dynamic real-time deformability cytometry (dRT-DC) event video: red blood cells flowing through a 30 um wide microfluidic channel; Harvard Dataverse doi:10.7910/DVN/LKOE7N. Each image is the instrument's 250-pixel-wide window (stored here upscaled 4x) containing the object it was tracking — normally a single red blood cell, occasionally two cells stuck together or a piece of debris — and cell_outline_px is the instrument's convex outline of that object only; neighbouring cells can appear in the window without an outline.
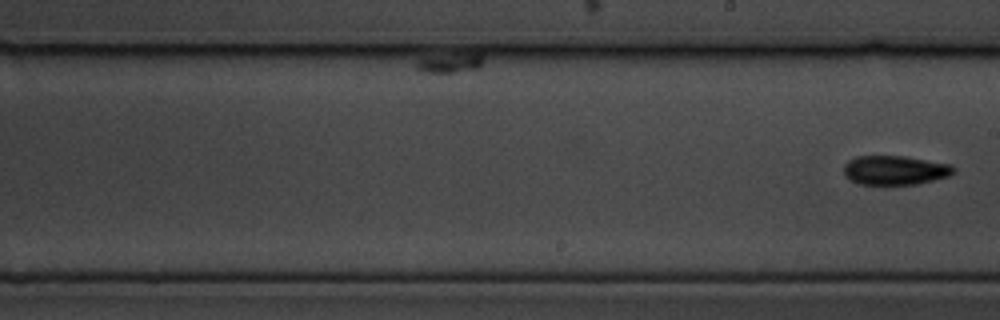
{"species": "common noctule bat (a hibernating species)", "species_latin": "Nyctalus noctula", "temperature_condition": "cold", "stored_images_in_passage": 36, "camera_frame_rate_fps": 3000, "um_per_image_px": 0.085, "animal": {"sex": "male", "body_mass_g": 19.5, "forearm_length_mm": 54.6}, "frame": {"image": 1, "passage_image": 36, "time_ms": 11.667, "image_size_px": [1000, 320], "cell_outline_px": [[956, 172], [948, 176], [916, 184], [860, 184], [848, 180], [844, 176], [844, 164], [848, 160], [856, 156], [904, 156], [952, 164], [956, 168]], "centroid_in_image_um": [76.06, 14.46], "position_along_channel_um": 212.9, "area_um2": 18.84}}